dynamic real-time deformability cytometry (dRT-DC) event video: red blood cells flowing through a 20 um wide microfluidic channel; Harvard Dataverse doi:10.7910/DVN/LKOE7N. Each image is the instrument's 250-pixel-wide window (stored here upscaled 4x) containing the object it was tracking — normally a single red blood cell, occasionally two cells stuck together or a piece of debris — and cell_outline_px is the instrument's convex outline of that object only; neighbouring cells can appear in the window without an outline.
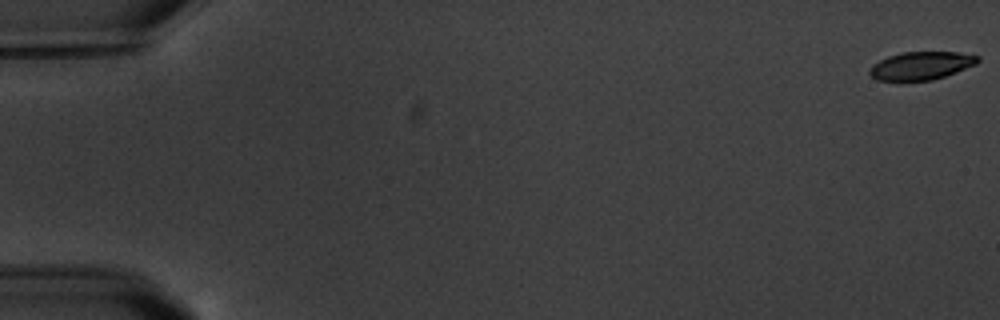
{"species": "common noctule bat (a hibernating species)", "species_latin": "Nyctalus noctula", "temperature_condition": "warm", "stored_images_in_passage": 6, "camera_frame_rate_fps": 3000, "um_per_image_px": 0.085, "animal": {"sex": "male", "body_mass_g": 20.1, "forearm_length_mm": 53.5}, "frame": {"image": 1, "passage_image": 1, "time_ms": 0.0, "image_size_px": [1000, 320], "cell_outline_px": [[980, 60], [976, 64], [956, 72], [932, 80], [900, 84], [876, 80], [868, 72], [868, 68], [872, 64], [888, 56], [904, 52], [956, 52], [980, 56]], "centroid_in_image_um": [78.22, 5.63], "position_along_channel_um": 6.8, "area_um2": 18.38}}
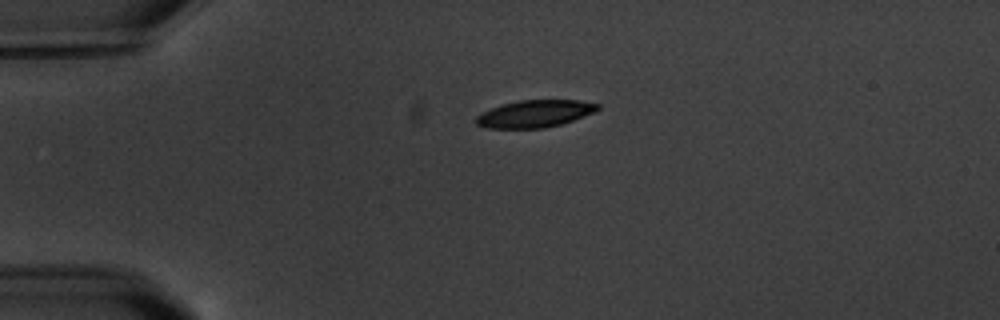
{"frame": {"image": 2, "passage_image": 5, "time_ms": 4.667, "image_size_px": [1000, 320], "cell_outline_px": [[600, 108], [592, 112], [572, 120], [560, 124], [544, 128], [488, 128], [476, 124], [472, 120], [476, 116], [492, 108], [504, 104], [520, 100], [576, 100], [600, 104]], "centroid_in_image_um": [45.42, 9.67], "position_along_channel_um": 39.6, "area_um2": 19.02}}